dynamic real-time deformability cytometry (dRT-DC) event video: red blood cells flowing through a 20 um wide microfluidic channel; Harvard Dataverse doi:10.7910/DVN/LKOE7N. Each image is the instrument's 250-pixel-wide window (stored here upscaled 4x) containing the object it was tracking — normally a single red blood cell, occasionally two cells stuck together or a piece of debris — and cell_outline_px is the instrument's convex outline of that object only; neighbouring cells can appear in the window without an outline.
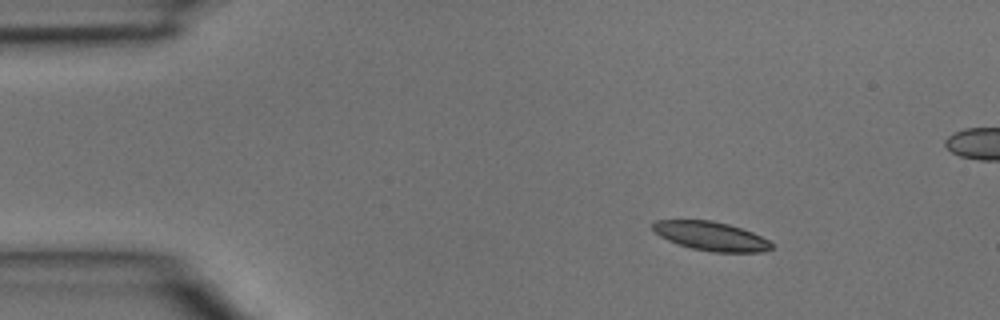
{"species": "common noctule bat (a hibernating species)", "species_latin": "Nyctalus noctula", "temperature_condition": "room temperature", "stored_images_in_passage": 3, "camera_frame_rate_fps": 3000, "um_per_image_px": 0.085, "animal": {"sex": "male", "body_mass_g": 15.6}, "frame": {"image": 1, "passage_image": 1, "time_ms": 0.0, "image_size_px": [1000, 320], "cell_outline_px": [[772, 248], [764, 252], [712, 252], [692, 248], [668, 240], [660, 236], [652, 228], [652, 224], [656, 220], [712, 220], [728, 224], [752, 232], [768, 240], [772, 244]], "centroid_in_image_um": [60.44, 20.07], "position_along_channel_um": 24.6, "area_um2": 19.83}}